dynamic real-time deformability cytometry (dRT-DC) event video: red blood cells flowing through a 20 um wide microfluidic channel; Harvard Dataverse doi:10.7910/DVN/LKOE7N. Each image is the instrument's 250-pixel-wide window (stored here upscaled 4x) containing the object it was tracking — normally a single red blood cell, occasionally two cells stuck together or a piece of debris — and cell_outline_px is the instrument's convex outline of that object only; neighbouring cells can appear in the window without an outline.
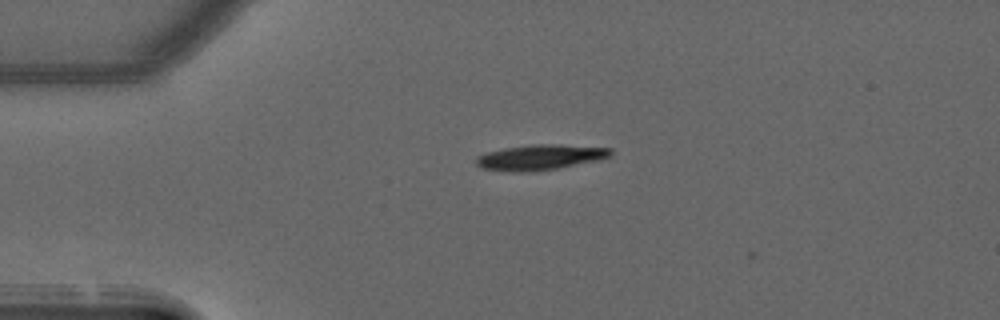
{"species": "common noctule bat (a hibernating species)", "species_latin": "Nyctalus noctula", "temperature_condition": "warm", "stored_images_in_passage": 5, "camera_frame_rate_fps": 3000, "um_per_image_px": 0.085, "animal": {"sex": "male", "forearm_length_mm": 52.5}, "frame": {"image": 1, "passage_image": 1, "time_ms": 0.0, "image_size_px": [1000, 320], "cell_outline_px": [[612, 156], [600, 160], [556, 168], [524, 172], [512, 172], [480, 168], [476, 164], [476, 156], [488, 152], [504, 148], [532, 144], [560, 144], [612, 148]], "centroid_in_image_um": [45.93, 13.36], "position_along_channel_um": 39.1, "area_um2": 19.94}}